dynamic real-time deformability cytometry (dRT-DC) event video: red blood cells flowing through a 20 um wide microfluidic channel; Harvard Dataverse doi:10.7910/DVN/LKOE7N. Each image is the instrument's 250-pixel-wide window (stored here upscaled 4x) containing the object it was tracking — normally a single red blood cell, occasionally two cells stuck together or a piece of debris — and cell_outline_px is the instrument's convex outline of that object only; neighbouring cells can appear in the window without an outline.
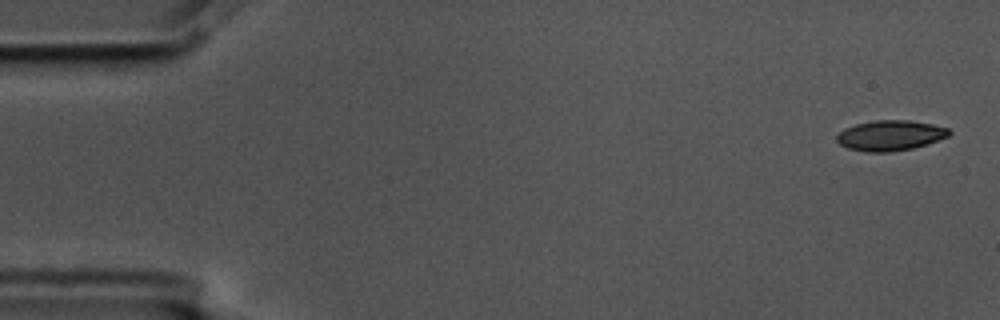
{"species": "common noctule bat (a hibernating species)", "species_latin": "Nyctalus noctula", "temperature_condition": "cold", "stored_images_in_passage": 5, "camera_frame_rate_fps": 3000, "um_per_image_px": 0.085, "animal": {"sex": "male", "body_mass_g": 17.5, "forearm_length_mm": 52.3}, "frame": {"image": 1, "passage_image": 1, "time_ms": 0.0, "image_size_px": [1000, 320], "cell_outline_px": [[952, 132], [948, 136], [928, 144], [912, 148], [888, 152], [864, 152], [848, 148], [840, 144], [836, 140], [836, 136], [844, 128], [856, 124], [876, 120], [908, 120], [932, 124], [948, 128]], "centroid_in_image_um": [75.67, 11.51], "position_along_channel_um": 9.3, "area_um2": 19.83}}
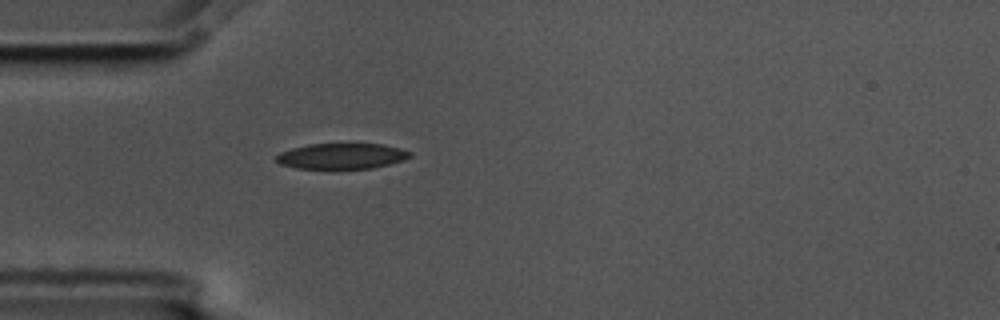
{"frame": {"image": 2, "passage_image": 5, "time_ms": 1.333, "image_size_px": [1000, 320], "cell_outline_px": [[412, 156], [404, 160], [372, 168], [340, 172], [332, 172], [296, 168], [280, 164], [276, 160], [276, 156], [280, 152], [292, 148], [308, 144], [384, 144], [400, 148], [412, 152]], "centroid_in_image_um": [29.03, 13.32], "position_along_channel_um": 56.0, "area_um2": 21.1}}